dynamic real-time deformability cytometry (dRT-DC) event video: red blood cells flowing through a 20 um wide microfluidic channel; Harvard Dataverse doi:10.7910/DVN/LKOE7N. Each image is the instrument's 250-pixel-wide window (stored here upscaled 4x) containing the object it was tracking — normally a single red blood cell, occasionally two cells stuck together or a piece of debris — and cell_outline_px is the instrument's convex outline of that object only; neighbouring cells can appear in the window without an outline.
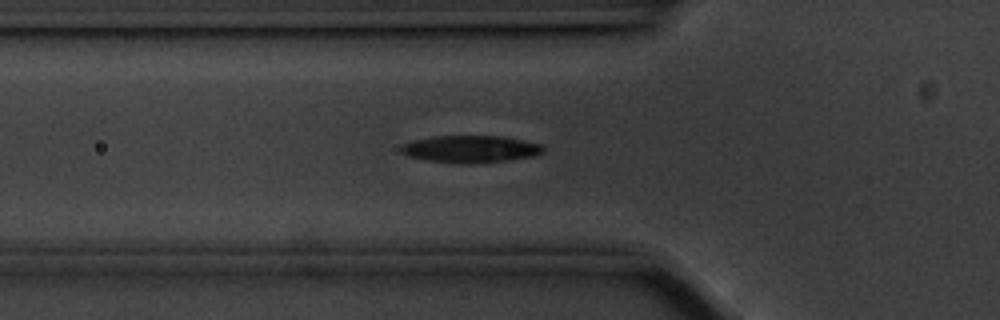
{"species": "common noctule bat (a hibernating species)", "species_latin": "Nyctalus noctula", "temperature_condition": "cold", "stored_images_in_passage": 50, "camera_frame_rate_fps": 3000, "um_per_image_px": 0.085, "animal": {"sex": "male", "body_mass_g": 20.1, "forearm_length_mm": 53.5}, "frame": {"image": 1, "passage_image": 18, "time_ms": 5.667, "image_size_px": [1000, 320], "cell_outline_px": [[544, 152], [532, 156], [508, 160], [472, 164], [464, 164], [428, 160], [408, 156], [400, 152], [400, 148], [404, 144], [416, 140], [432, 136], [504, 136], [540, 144], [544, 148]], "centroid_in_image_um": [40.0, 12.67], "position_along_channel_um": 85.8, "area_um2": 22.37}}
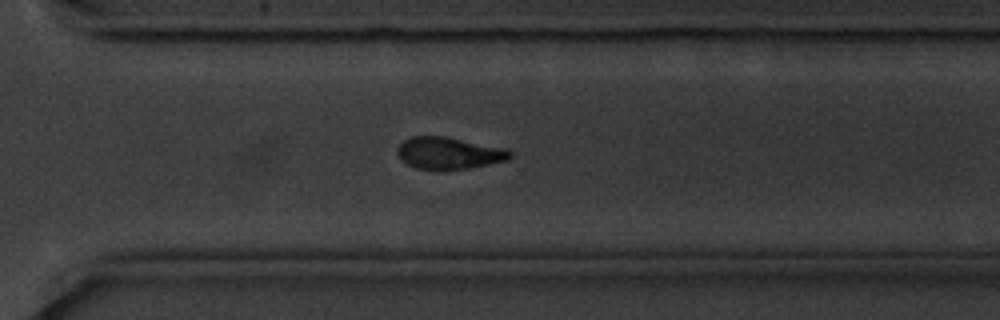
{"frame": {"image": 2, "passage_image": 39, "time_ms": 12.667, "image_size_px": [1000, 320], "cell_outline_px": [[512, 156], [508, 160], [468, 168], [416, 168], [408, 164], [396, 152], [400, 144], [404, 140], [412, 136], [444, 136], [508, 148], [512, 152]], "centroid_in_image_um": [38.21, 12.98], "position_along_channel_um": 332.4, "area_um2": 20.58}}
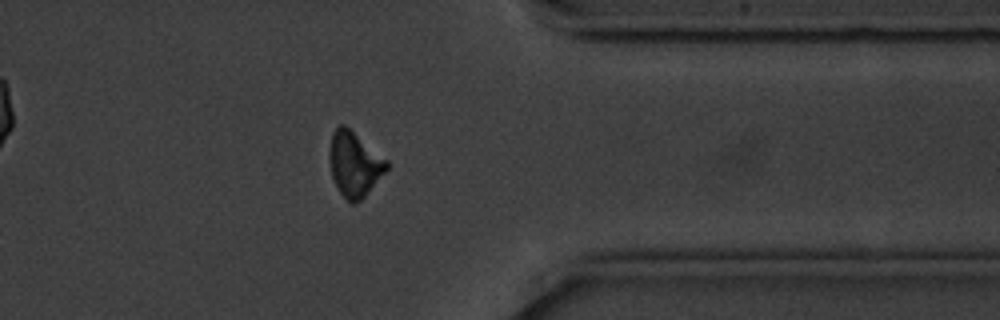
{"frame": {"image": 3, "passage_image": 44, "time_ms": 14.333, "image_size_px": [1000, 320], "cell_outline_px": [[388, 168], [364, 196], [356, 204], [352, 204], [340, 192], [332, 176], [328, 156], [328, 152], [332, 132], [340, 124], [344, 124], [388, 160]], "centroid_in_image_um": [30.1, 13.92], "position_along_channel_um": 381.3, "area_um2": 21.39}}